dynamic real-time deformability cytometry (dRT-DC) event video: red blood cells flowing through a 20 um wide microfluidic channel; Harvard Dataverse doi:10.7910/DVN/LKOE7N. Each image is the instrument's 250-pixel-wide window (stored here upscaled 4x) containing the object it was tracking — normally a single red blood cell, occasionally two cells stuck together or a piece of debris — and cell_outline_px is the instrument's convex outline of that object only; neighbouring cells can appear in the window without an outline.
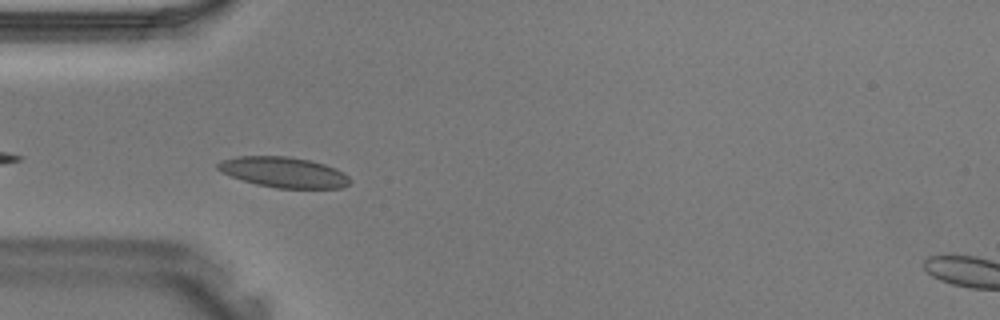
{"species": "Egyptian fruit bat (a non-hibernating species)", "species_latin": "Rousettus aegyptiacus", "temperature_condition": "warm", "stored_images_in_passage": 30, "camera_frame_rate_fps": 3000, "um_per_image_px": 0.085, "animal": {"sex": "male"}, "frame": {"image": 1, "passage_image": 2, "time_ms": 0.333, "image_size_px": [1000, 320], "cell_outline_px": [[352, 180], [348, 184], [340, 188], [276, 188], [256, 184], [232, 176], [216, 168], [216, 164], [220, 160], [236, 156], [288, 156], [308, 160], [324, 164], [336, 168], [344, 172]], "centroid_in_image_um": [24.12, 14.63], "position_along_channel_um": 60.9, "area_um2": 23.41}}
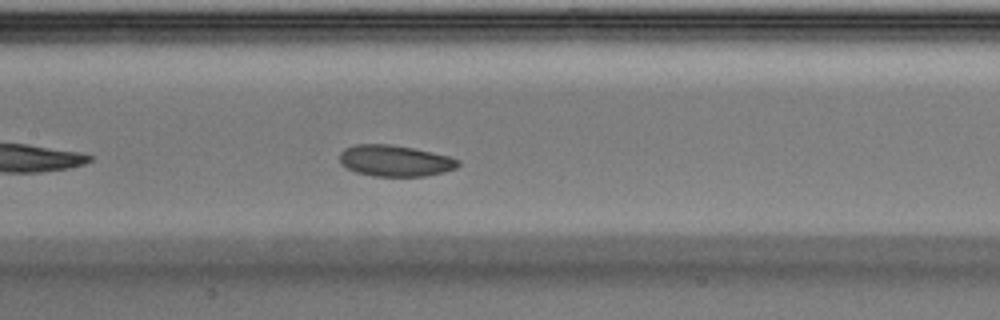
{"frame": {"image": 2, "passage_image": 9, "time_ms": 2.667, "image_size_px": [1000, 320], "cell_outline_px": [[460, 164], [456, 168], [444, 172], [424, 176], [372, 176], [356, 172], [348, 168], [340, 160], [340, 152], [344, 148], [356, 144], [392, 144], [432, 152], [448, 156], [460, 160]], "centroid_in_image_um": [33.59, 13.66], "position_along_channel_um": 173.8, "area_um2": 21.5}}
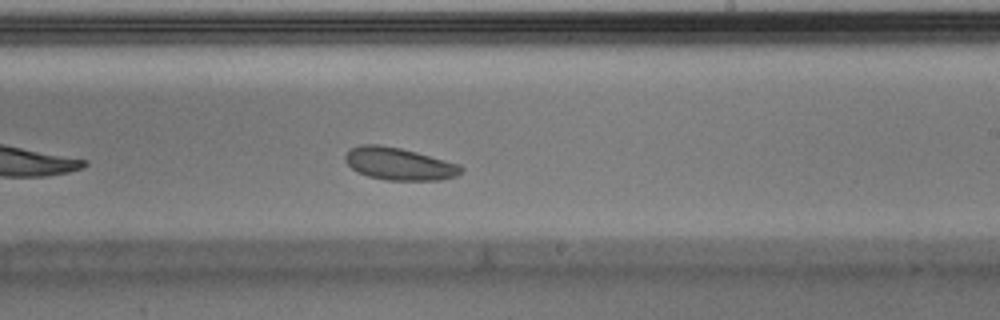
{"frame": {"image": 3, "passage_image": 14, "time_ms": 4.333, "image_size_px": [1000, 320], "cell_outline_px": [[464, 168], [456, 176], [444, 180], [388, 180], [368, 176], [356, 172], [344, 160], [344, 156], [352, 148], [360, 144], [380, 144], [400, 148], [416, 152], [460, 164]], "centroid_in_image_um": [33.92, 13.93], "position_along_channel_um": 255.1, "area_um2": 21.91}}